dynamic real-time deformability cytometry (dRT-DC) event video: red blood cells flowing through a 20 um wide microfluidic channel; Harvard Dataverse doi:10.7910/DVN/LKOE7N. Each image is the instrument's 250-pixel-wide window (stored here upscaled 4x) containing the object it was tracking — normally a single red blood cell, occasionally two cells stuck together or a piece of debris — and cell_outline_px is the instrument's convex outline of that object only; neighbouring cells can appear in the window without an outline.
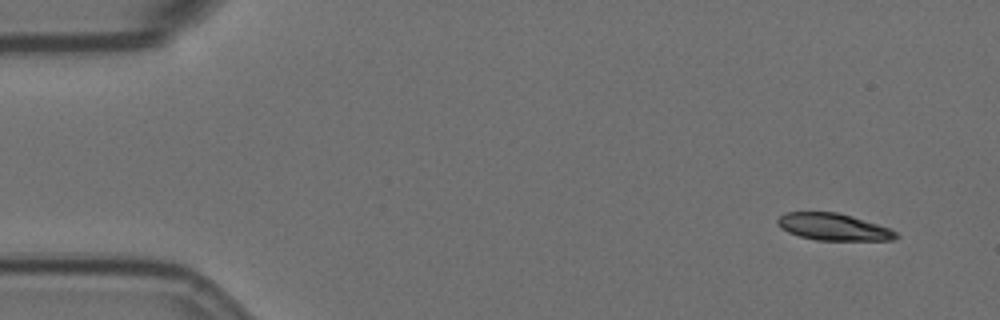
{"species": "Egyptian fruit bat (a non-hibernating species)", "species_latin": "Rousettus aegyptiacus", "temperature_condition": "room temperature", "stored_images_in_passage": 5, "camera_frame_rate_fps": 3000, "um_per_image_px": 0.085, "animal": {"sex": "female"}, "frame": {"image": 1, "passage_image": 1, "time_ms": 0.0, "image_size_px": [1000, 320], "cell_outline_px": [[900, 236], [892, 240], [816, 240], [800, 236], [788, 232], [780, 228], [776, 224], [776, 220], [784, 212], [836, 212], [852, 216], [888, 228], [896, 232]], "centroid_in_image_um": [70.79, 19.29], "position_along_channel_um": 14.2, "area_um2": 18.5}}
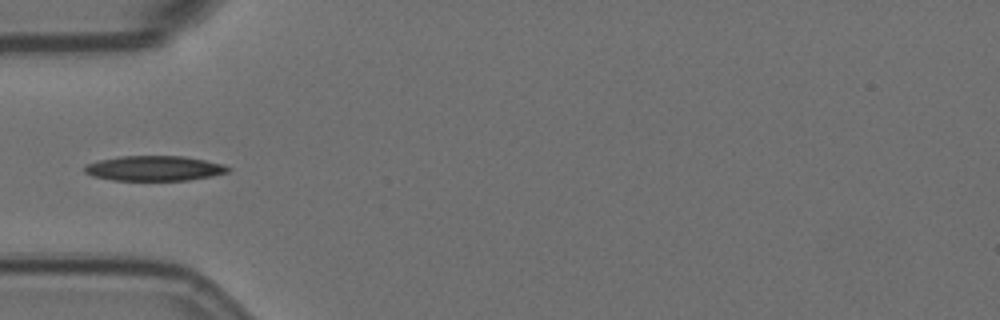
{"frame": {"image": 2, "passage_image": 5, "time_ms": 4.667, "image_size_px": [1000, 320], "cell_outline_px": [[232, 168], [228, 172], [212, 176], [188, 180], [112, 180], [92, 176], [84, 172], [84, 164], [100, 160], [120, 156], [184, 156], [224, 164]], "centroid_in_image_um": [13.11, 14.3], "position_along_channel_um": 71.9, "area_um2": 20.98}}